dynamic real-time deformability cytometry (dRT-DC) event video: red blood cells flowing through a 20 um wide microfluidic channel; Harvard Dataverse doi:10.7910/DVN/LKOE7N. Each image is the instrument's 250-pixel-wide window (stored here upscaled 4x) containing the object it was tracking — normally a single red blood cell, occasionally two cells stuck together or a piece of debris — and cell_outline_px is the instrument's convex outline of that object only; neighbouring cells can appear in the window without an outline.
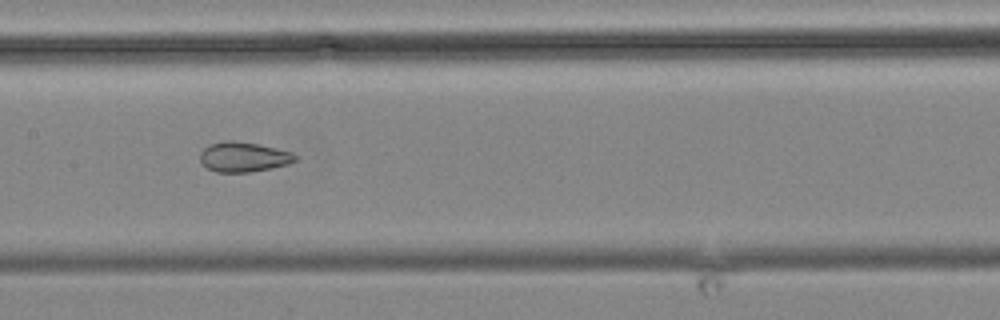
{"species": "common noctule bat (a hibernating species)", "species_latin": "Nyctalus noctula", "temperature_condition": "cold", "stored_images_in_passage": 12, "camera_frame_rate_fps": 3000, "um_per_image_px": 0.085, "animal": {"sex": "male", "body_mass_g": 19.2, "forearm_length_mm": 51.8}, "frame": {"image": 1, "passage_image": 9, "time_ms": 9.333, "image_size_px": [1000, 320], "cell_outline_px": [[296, 160], [288, 164], [272, 168], [248, 172], [216, 172], [208, 168], [200, 160], [200, 152], [208, 144], [224, 140], [236, 140], [260, 144], [292, 152], [296, 156]], "centroid_in_image_um": [20.69, 13.32], "position_along_channel_um": 186.7, "area_um2": 16.7}}
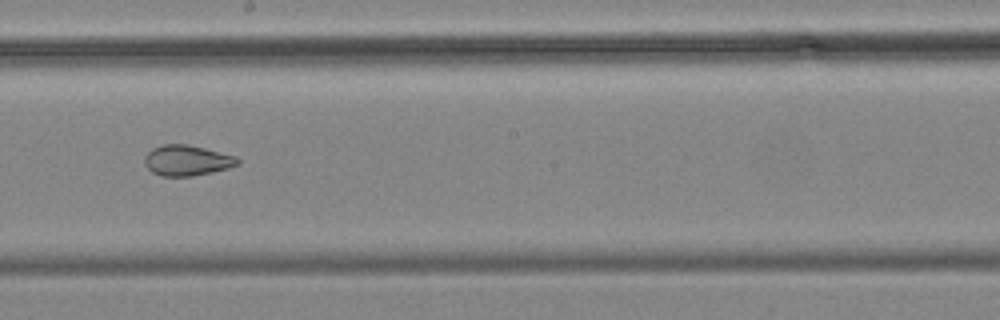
{"frame": {"image": 2, "passage_image": 10, "time_ms": 10.667, "image_size_px": [1000, 320], "cell_outline_px": [[240, 164], [228, 168], [212, 172], [192, 176], [164, 176], [152, 172], [144, 164], [144, 156], [152, 148], [160, 144], [188, 144], [236, 156], [240, 160]], "centroid_in_image_um": [15.88, 13.63], "position_along_channel_um": 232.3, "area_um2": 16.65}}